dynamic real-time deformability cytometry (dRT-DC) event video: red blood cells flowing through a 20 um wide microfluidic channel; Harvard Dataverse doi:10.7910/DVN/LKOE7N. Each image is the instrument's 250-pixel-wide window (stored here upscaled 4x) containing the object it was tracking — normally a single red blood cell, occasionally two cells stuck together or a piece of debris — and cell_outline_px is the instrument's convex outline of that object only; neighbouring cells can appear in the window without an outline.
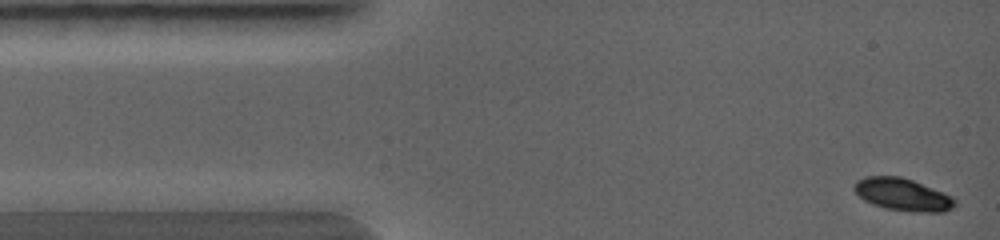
{"species": "common noctule bat (a hibernating species)", "species_latin": "Nyctalus noctula", "temperature_condition": "warm", "stored_images_in_passage": 6, "camera_frame_rate_fps": 5000, "um_per_image_px": 0.085, "animal": {"sex": "female", "body_mass_g": 19.0, "forearm_length_mm": 56.7}, "frame": {"image": 1, "passage_image": 1, "time_ms": 0.0, "image_size_px": [1000, 240], "cell_outline_px": [[956, 204], [952, 208], [944, 212], [912, 212], [884, 208], [872, 204], [864, 200], [852, 188], [856, 180], [864, 176], [900, 176], [912, 180], [944, 192], [952, 196], [956, 200]], "centroid_in_image_um": [76.72, 16.54], "position_along_channel_um": 8.3, "area_um2": 19.19}}
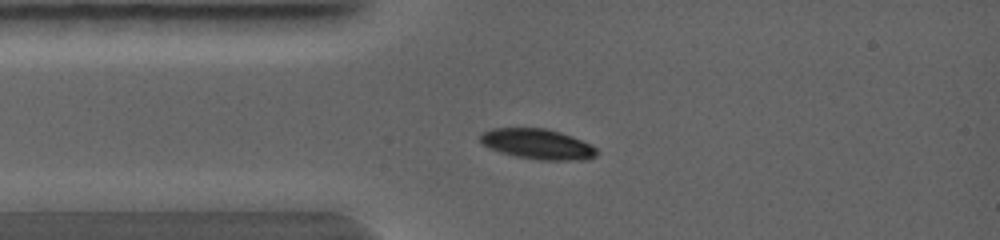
{"frame": {"image": 2, "passage_image": 4, "time_ms": 1.6, "image_size_px": [1000, 240], "cell_outline_px": [[600, 152], [596, 156], [588, 160], [540, 160], [516, 156], [500, 152], [488, 148], [480, 144], [480, 132], [492, 128], [544, 128], [560, 132], [572, 136], [596, 148]], "centroid_in_image_um": [45.66, 12.25], "position_along_channel_um": 39.3, "area_um2": 20.75}}
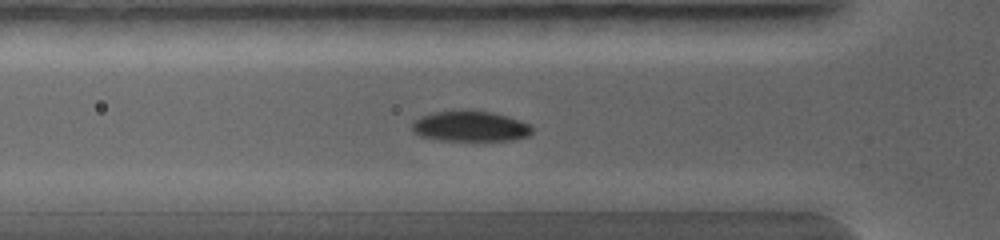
{"frame": {"image": 3, "passage_image": 6, "time_ms": 2.4, "image_size_px": [1000, 240], "cell_outline_px": [[532, 132], [528, 136], [512, 140], [440, 140], [420, 136], [412, 132], [412, 124], [420, 116], [432, 112], [452, 108], [468, 108], [492, 112], [508, 116], [532, 124]], "centroid_in_image_um": [39.95, 10.69], "position_along_channel_um": 85.8, "area_um2": 22.08}}